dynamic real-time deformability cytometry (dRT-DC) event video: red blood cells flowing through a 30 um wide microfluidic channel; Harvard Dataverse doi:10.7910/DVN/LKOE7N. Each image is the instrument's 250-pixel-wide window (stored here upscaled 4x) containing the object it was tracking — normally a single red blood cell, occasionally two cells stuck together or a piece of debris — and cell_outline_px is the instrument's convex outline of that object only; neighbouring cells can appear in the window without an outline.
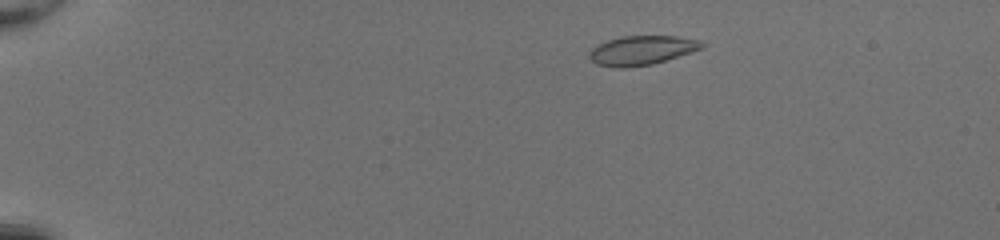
{"species": "common noctule bat (a hibernating species)", "species_latin": "Nyctalus noctula", "temperature_condition": "room temperature", "stored_images_in_passage": 47, "camera_frame_rate_fps": 3000, "um_per_image_px": 0.085, "animal": {"sex": "female", "body_mass_g": 20.0, "forearm_length_mm": 54.0}, "frame": {"image": 1, "passage_image": 6, "time_ms": 1.667, "image_size_px": [1000, 240], "cell_outline_px": [[704, 48], [692, 52], [652, 64], [624, 68], [616, 68], [596, 64], [588, 56], [592, 48], [608, 40], [620, 36], [676, 36], [700, 40], [704, 44]], "centroid_in_image_um": [54.56, 4.28], "position_along_channel_um": 30.4, "area_um2": 19.13}}
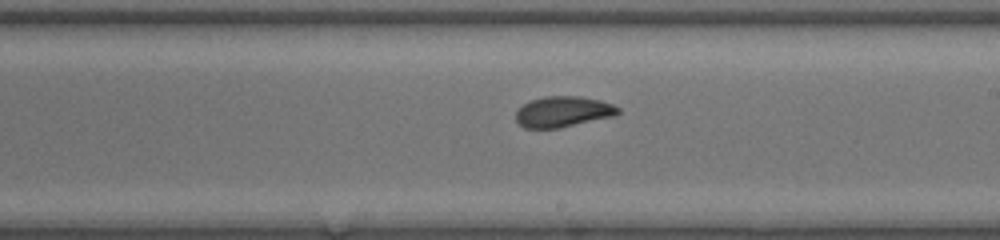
{"frame": {"image": 2, "passage_image": 28, "time_ms": 9.0, "image_size_px": [1000, 240], "cell_outline_px": [[620, 112], [616, 116], [560, 128], [524, 128], [516, 120], [516, 112], [524, 104], [532, 100], [544, 96], [580, 96], [600, 100], [612, 104], [620, 108]], "centroid_in_image_um": [47.9, 9.5], "position_along_channel_um": 241.1, "area_um2": 18.38}}
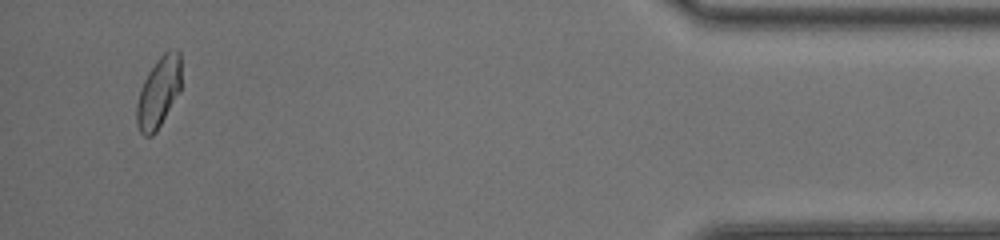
{"frame": {"image": 3, "passage_image": 45, "time_ms": 14.667, "image_size_px": [1000, 240], "cell_outline_px": [[180, 92], [156, 132], [152, 136], [144, 136], [140, 132], [136, 124], [136, 104], [140, 88], [148, 72], [156, 60], [168, 48], [176, 48], [180, 52]], "centroid_in_image_um": [13.47, 7.83], "position_along_channel_um": 421.7, "area_um2": 18.61}, "authors_computed_cell_mechanics": {"area_um2": 18.785, "velocity_mm_per_s": 4.2262, "shape_relaxation_time_tau1_ms": 5.6335, "shape_relaxation_time_tau2_ms": 0.8629, "deformation_change_tau1": 0.1501, "deformation_change_tau2": 0.0489}}